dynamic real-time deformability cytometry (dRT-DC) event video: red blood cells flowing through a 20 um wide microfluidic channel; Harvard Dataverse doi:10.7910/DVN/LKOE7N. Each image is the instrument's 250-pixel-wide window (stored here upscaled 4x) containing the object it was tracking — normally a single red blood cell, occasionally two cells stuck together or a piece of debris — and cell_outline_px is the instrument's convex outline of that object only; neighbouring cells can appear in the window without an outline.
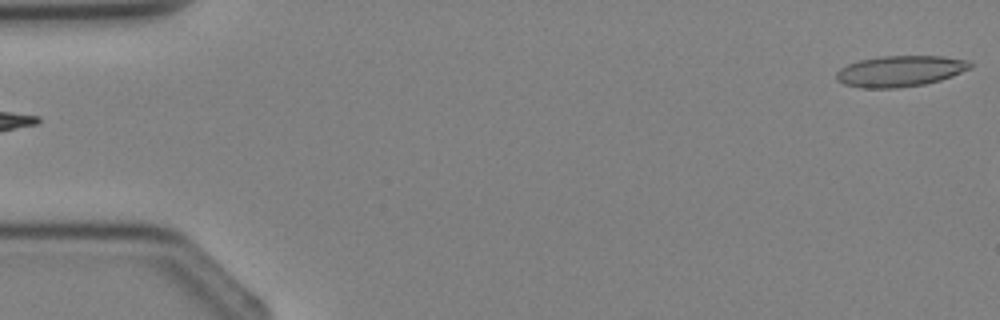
{"species": "Egyptian fruit bat (a non-hibernating species)", "species_latin": "Rousettus aegyptiacus", "temperature_condition": "cold", "stored_images_in_passage": 4, "segment_of_instrument_passage": [2, 2], "camera_frame_rate_fps": 3000, "um_per_image_px": 0.085, "animal": {"sex": "female"}, "frame": {"image": 1, "passage_image": 4, "time_ms": 3.333, "image_size_px": [1000, 320], "cell_outline_px": [[972, 68], [952, 76], [940, 80], [924, 84], [896, 88], [860, 88], [844, 84], [836, 80], [836, 72], [840, 68], [848, 64], [860, 60], [880, 56], [944, 56], [968, 60], [972, 64]], "centroid_in_image_um": [76.51, 6.04], "position_along_channel_um": 8.5, "area_um2": 24.28}}